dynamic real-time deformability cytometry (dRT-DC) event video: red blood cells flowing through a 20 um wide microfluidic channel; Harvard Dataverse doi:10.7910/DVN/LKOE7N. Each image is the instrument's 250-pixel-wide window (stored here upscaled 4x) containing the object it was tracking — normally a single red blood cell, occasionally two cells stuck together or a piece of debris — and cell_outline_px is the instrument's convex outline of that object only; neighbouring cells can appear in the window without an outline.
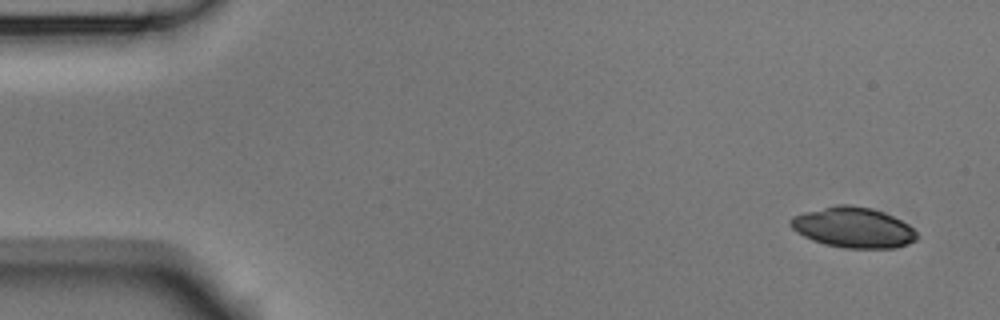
{"species": "Egyptian fruit bat (a non-hibernating species)", "species_latin": "Rousettus aegyptiacus", "temperature_condition": "room temperature", "stored_images_in_passage": 7, "camera_frame_rate_fps": 3000, "um_per_image_px": 0.085, "animal": {"sex": "male"}, "frame": {"image": 1, "passage_image": 1, "time_ms": 0.0, "image_size_px": [1000, 320], "cell_outline_px": [[916, 240], [896, 248], [844, 248], [824, 244], [812, 240], [796, 232], [788, 224], [788, 220], [792, 216], [804, 212], [836, 204], [848, 204], [872, 208], [884, 212], [908, 224], [916, 232]], "centroid_in_image_um": [72.48, 19.33], "position_along_channel_um": 12.5, "area_um2": 29.88}}
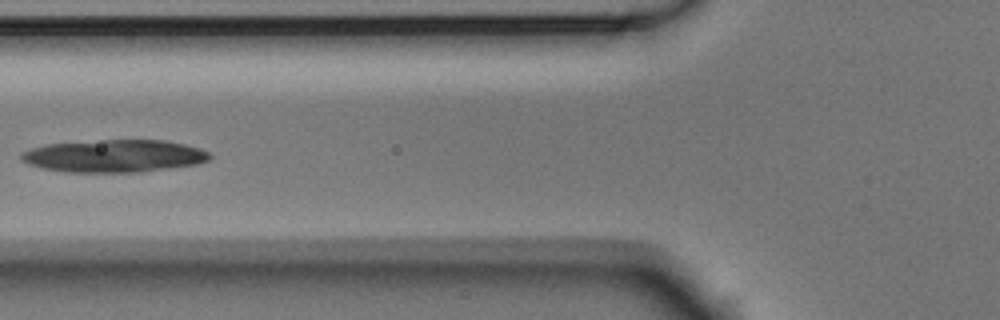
{"frame": {"image": 2, "passage_image": 6, "time_ms": 1.667, "image_size_px": [1000, 320], "cell_outline_px": [[212, 156], [208, 160], [196, 164], [140, 172], [68, 172], [44, 168], [28, 164], [20, 160], [20, 152], [44, 144], [104, 140], [164, 140], [184, 144], [200, 148], [208, 152]], "centroid_in_image_um": [9.68, 13.25], "position_along_channel_um": 116.1, "area_um2": 35.66}}
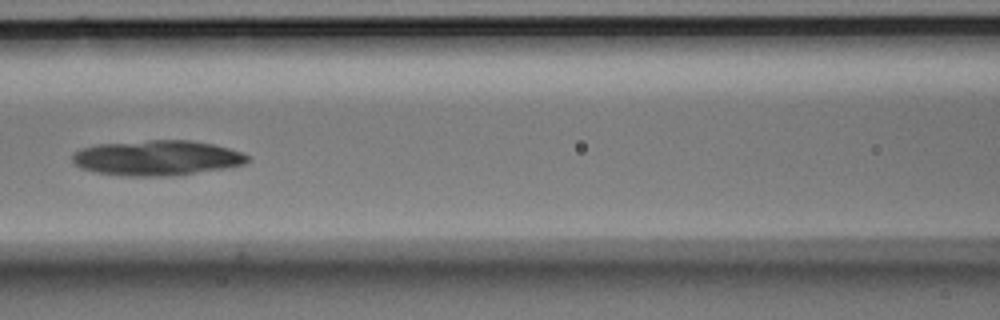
{"frame": {"image": 3, "passage_image": 7, "time_ms": 2.0, "image_size_px": [1000, 320], "cell_outline_px": [[248, 160], [244, 164], [224, 168], [172, 176], [120, 176], [92, 172], [80, 168], [72, 164], [72, 152], [96, 144], [148, 140], [192, 140], [212, 144], [244, 152], [248, 156]], "centroid_in_image_um": [13.28, 13.43], "position_along_channel_um": 153.3, "area_um2": 36.24}}